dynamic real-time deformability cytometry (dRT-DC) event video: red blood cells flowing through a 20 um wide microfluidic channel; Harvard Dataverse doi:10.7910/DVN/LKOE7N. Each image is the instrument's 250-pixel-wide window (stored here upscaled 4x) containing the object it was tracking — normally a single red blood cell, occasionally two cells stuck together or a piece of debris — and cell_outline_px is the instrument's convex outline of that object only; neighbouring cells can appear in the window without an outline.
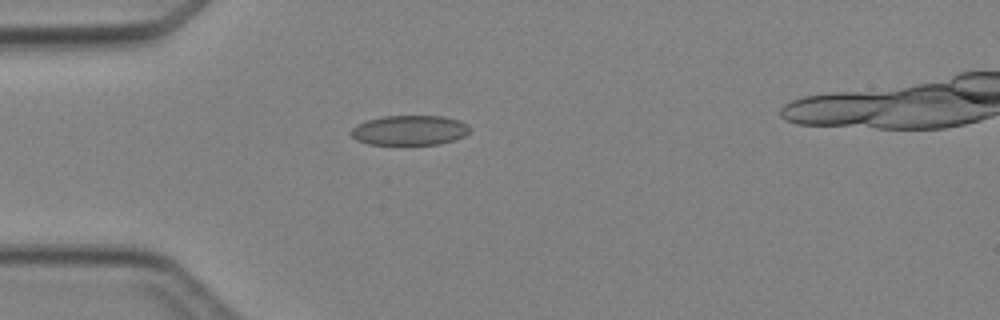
{"species": "Egyptian fruit bat (a non-hibernating species)", "species_latin": "Rousettus aegyptiacus", "temperature_condition": "cold", "stored_images_in_passage": 3, "camera_frame_rate_fps": 3000, "um_per_image_px": 0.085, "animal": {"sex": "female"}, "frame": {"image": 1, "passage_image": 3, "time_ms": 2.333, "image_size_px": [1000, 320], "cell_outline_px": [[472, 128], [464, 136], [456, 140], [440, 144], [368, 144], [356, 140], [348, 132], [356, 124], [368, 120], [384, 116], [440, 116], [460, 120], [468, 124]], "centroid_in_image_um": [34.83, 11.07], "position_along_channel_um": 50.2, "area_um2": 20.81}}